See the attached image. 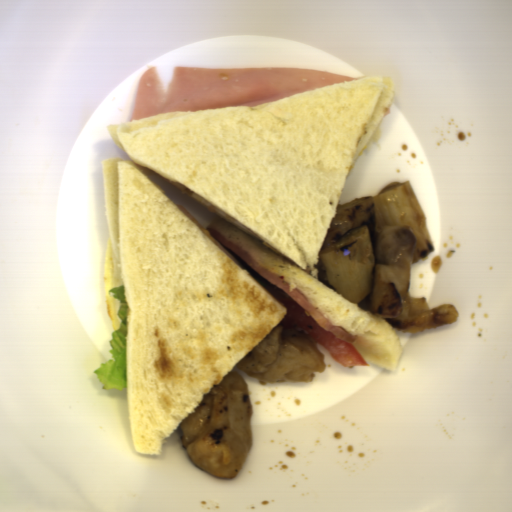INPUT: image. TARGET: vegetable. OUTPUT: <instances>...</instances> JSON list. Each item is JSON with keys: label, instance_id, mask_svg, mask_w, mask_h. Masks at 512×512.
Returning <instances> with one entry per match:
<instances>
[{"label": "vegetable", "instance_id": "obj_1", "mask_svg": "<svg viewBox=\"0 0 512 512\" xmlns=\"http://www.w3.org/2000/svg\"><path fill=\"white\" fill-rule=\"evenodd\" d=\"M318 256L328 283L338 294L357 305L370 295L376 261L368 225L348 229L340 240L320 250Z\"/></svg>", "mask_w": 512, "mask_h": 512}, {"label": "vegetable", "instance_id": "obj_2", "mask_svg": "<svg viewBox=\"0 0 512 512\" xmlns=\"http://www.w3.org/2000/svg\"><path fill=\"white\" fill-rule=\"evenodd\" d=\"M377 213L380 228L393 225H407L416 236L413 263L426 261L436 251L434 241L427 228L426 214L408 181L403 182L379 195L371 197Z\"/></svg>", "mask_w": 512, "mask_h": 512}]
</instances>
